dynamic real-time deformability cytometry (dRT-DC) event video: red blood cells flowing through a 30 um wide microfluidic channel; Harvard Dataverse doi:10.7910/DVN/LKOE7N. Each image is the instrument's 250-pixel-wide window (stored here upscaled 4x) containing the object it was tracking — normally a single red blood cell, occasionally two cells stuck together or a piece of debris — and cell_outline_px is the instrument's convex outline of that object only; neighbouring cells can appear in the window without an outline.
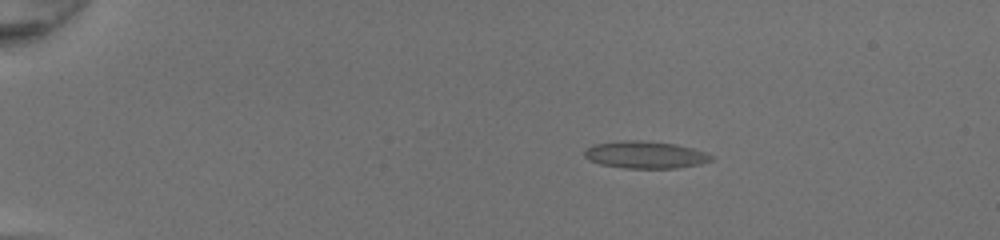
{"species": "common noctule bat (a hibernating species)", "species_latin": "Nyctalus noctula", "temperature_condition": "room temperature", "stored_images_in_passage": 46, "camera_frame_rate_fps": 3000, "um_per_image_px": 0.085, "animal": {"sex": "female", "body_mass_g": 20.0, "forearm_length_mm": 54.0}, "frame": {"image": 1, "passage_image": 5, "time_ms": 1.333, "image_size_px": [1000, 240], "cell_outline_px": [[716, 156], [712, 160], [700, 164], [676, 168], [624, 168], [600, 164], [588, 160], [584, 156], [584, 152], [592, 144], [624, 140], [644, 140], [676, 144], [708, 152]], "centroid_in_image_um": [54.88, 13.15], "position_along_channel_um": 30.1, "area_um2": 20.35}}
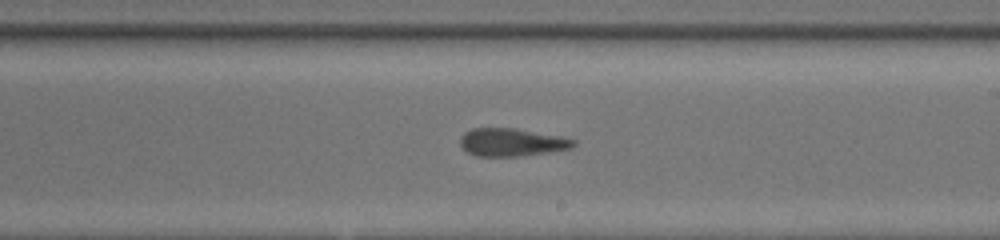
{"frame": {"image": 2, "passage_image": 27, "time_ms": 8.667, "image_size_px": [1000, 240], "cell_outline_px": [[576, 144], [572, 148], [548, 152], [520, 156], [476, 156], [468, 152], [460, 144], [460, 136], [464, 132], [472, 128], [516, 128], [564, 136], [576, 140]], "centroid_in_image_um": [43.53, 12.08], "position_along_channel_um": 245.5, "area_um2": 18.61}}
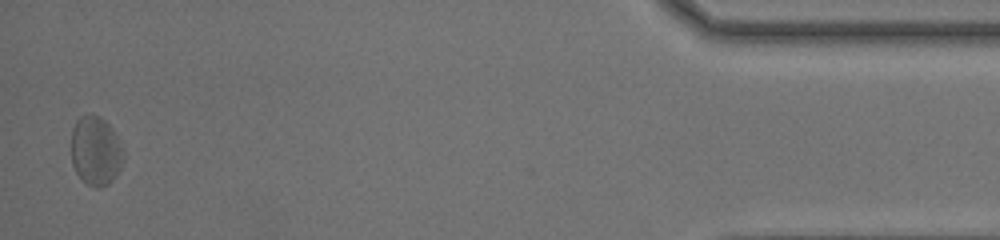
{"frame": {"image": 3, "passage_image": 45, "time_ms": 14.667, "image_size_px": [1000, 240], "cell_outline_px": [[124, 156], [120, 168], [112, 180], [108, 184], [100, 188], [96, 188], [88, 184], [76, 172], [72, 164], [72, 128], [76, 120], [80, 116], [92, 112], [100, 116], [112, 128], [116, 136]], "centroid_in_image_um": [8.11, 12.79], "position_along_channel_um": 427.1, "area_um2": 20.92}, "authors_computed_cell_mechanics": {"area_um2": 19.0162, "velocity_mm_per_s": 4.2281, "shape_relaxation_time_tau1_ms": 4.6634, "shape_relaxation_time_tau2_ms": 1.9682, "deformation_change_tau1": 0.1146, "deformation_change_tau2": 0.1071}}